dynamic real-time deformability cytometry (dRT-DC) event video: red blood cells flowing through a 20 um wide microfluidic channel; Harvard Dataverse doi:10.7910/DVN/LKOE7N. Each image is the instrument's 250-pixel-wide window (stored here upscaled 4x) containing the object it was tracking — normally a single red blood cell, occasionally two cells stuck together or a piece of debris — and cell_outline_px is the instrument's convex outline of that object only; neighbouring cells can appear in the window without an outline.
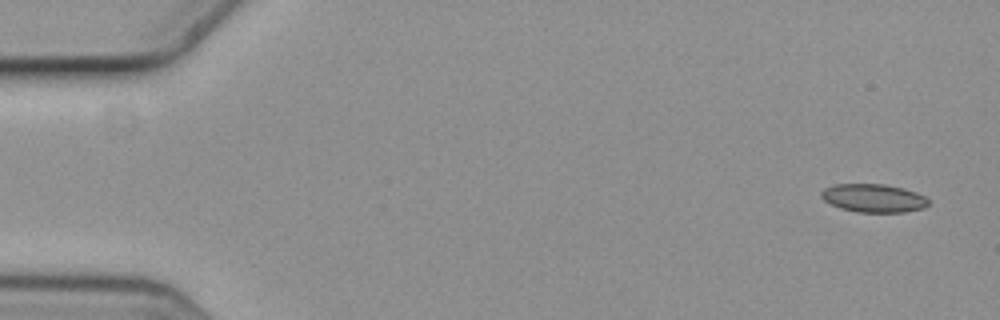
{"species": "common noctule bat (a hibernating species)", "species_latin": "Nyctalus noctula", "temperature_condition": "cold", "stored_images_in_passage": 6, "camera_frame_rate_fps": 3000, "um_per_image_px": 0.085, "animal": {"sex": "female", "body_mass_g": 19.3, "forearm_length_mm": 54.1}, "frame": {"image": 1, "passage_image": 1, "time_ms": 0.0, "image_size_px": [1000, 320], "cell_outline_px": [[928, 204], [924, 208], [904, 212], [856, 212], [840, 208], [824, 200], [820, 196], [820, 192], [824, 188], [836, 184], [884, 184], [904, 188], [916, 192], [924, 196], [928, 200]], "centroid_in_image_um": [74.24, 16.84], "position_along_channel_um": 10.8, "area_um2": 17.69}}
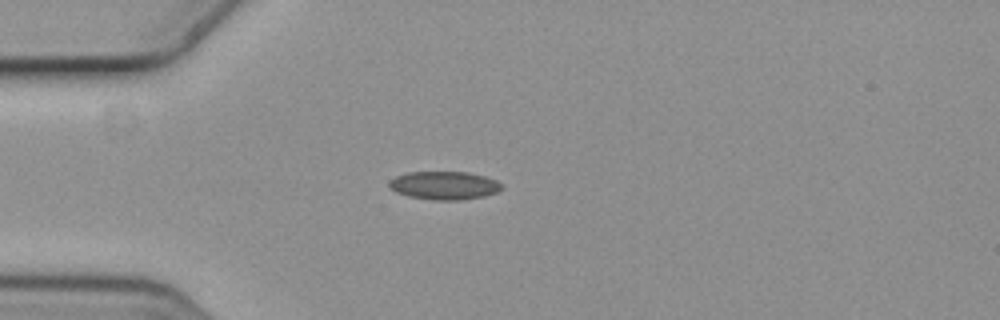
{"frame": {"image": 2, "passage_image": 4, "time_ms": 1.0, "image_size_px": [1000, 320], "cell_outline_px": [[504, 188], [496, 192], [484, 196], [460, 200], [432, 200], [408, 196], [396, 192], [388, 184], [396, 176], [408, 172], [468, 172], [484, 176], [496, 180]], "centroid_in_image_um": [37.78, 15.76], "position_along_channel_um": 47.2, "area_um2": 18.38}}
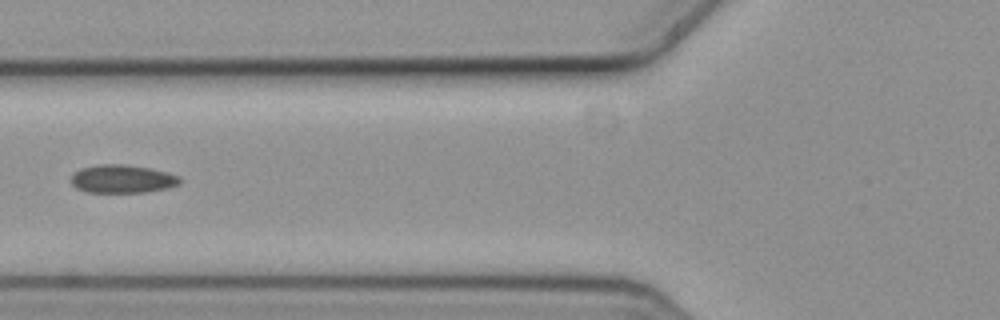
{"frame": {"image": 3, "passage_image": 6, "time_ms": 1.667, "image_size_px": [1000, 320], "cell_outline_px": [[180, 184], [168, 188], [144, 192], [88, 192], [76, 188], [72, 184], [72, 176], [80, 168], [100, 164], [124, 164], [152, 168], [168, 172], [180, 176]], "centroid_in_image_um": [10.43, 15.2], "position_along_channel_um": 115.4, "area_um2": 17.92}}